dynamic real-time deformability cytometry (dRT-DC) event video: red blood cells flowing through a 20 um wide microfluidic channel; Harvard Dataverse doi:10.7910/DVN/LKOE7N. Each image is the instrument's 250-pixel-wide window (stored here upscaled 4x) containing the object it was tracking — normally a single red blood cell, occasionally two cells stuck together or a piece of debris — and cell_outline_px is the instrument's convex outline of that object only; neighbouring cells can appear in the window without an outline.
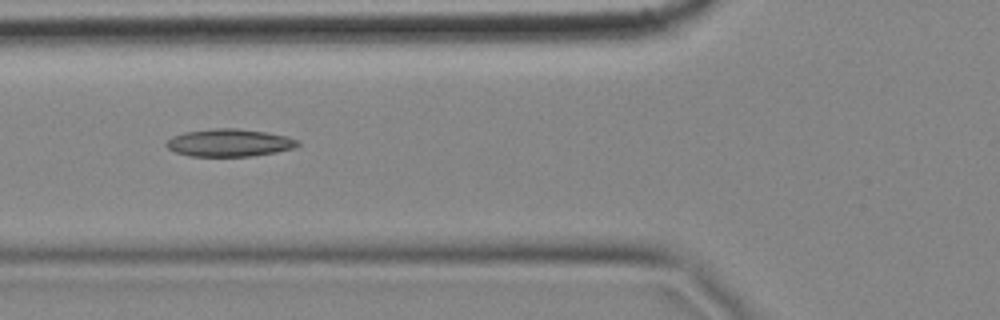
{"species": "common noctule bat (a hibernating species)", "species_latin": "Nyctalus noctula", "temperature_condition": "cold", "stored_images_in_passage": 7, "camera_frame_rate_fps": 3000, "um_per_image_px": 0.085, "animal": {"sex": "female", "body_mass_g": 18.4}, "frame": {"image": 1, "passage_image": 6, "time_ms": 1.667, "image_size_px": [1000, 320], "cell_outline_px": [[300, 144], [296, 148], [276, 152], [252, 156], [188, 156], [176, 152], [168, 148], [164, 144], [172, 136], [184, 132], [212, 128], [236, 128], [264, 132], [288, 136], [300, 140]], "centroid_in_image_um": [19.51, 12.13], "position_along_channel_um": 106.3, "area_um2": 21.27}}
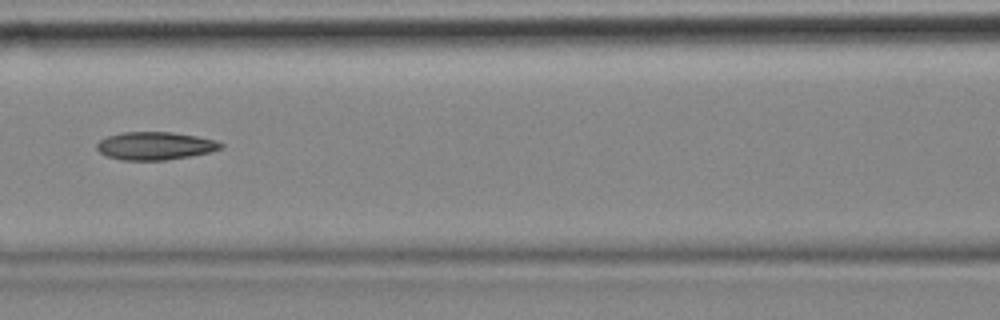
{"frame": {"image": 2, "passage_image": 7, "time_ms": 2.0, "image_size_px": [1000, 320], "cell_outline_px": [[224, 148], [208, 152], [188, 156], [164, 160], [120, 160], [108, 156], [100, 152], [96, 148], [96, 144], [100, 140], [108, 136], [124, 132], [172, 132], [196, 136], [216, 140], [224, 144]], "centroid_in_image_um": [13.19, 12.39], "position_along_channel_um": 153.4, "area_um2": 20.06}}